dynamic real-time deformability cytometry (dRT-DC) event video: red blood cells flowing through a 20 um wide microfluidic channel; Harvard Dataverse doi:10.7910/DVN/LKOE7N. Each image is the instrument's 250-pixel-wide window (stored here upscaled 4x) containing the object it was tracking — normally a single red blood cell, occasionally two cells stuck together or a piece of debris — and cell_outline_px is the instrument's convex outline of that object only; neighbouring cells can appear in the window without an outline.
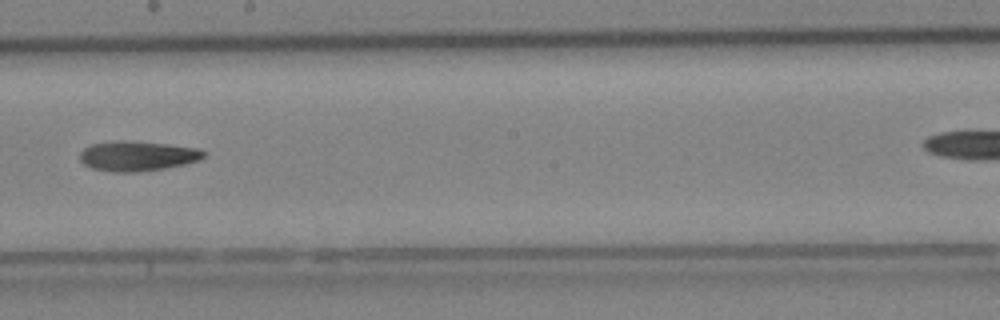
{"species": "Egyptian fruit bat (a non-hibernating species)", "species_latin": "Rousettus aegyptiacus", "temperature_condition": "cold", "stored_images_in_passage": 20, "camera_frame_rate_fps": 3000, "um_per_image_px": 0.085, "animal": {"sex": "female"}, "frame": {"image": 1, "passage_image": 9, "time_ms": 2.667, "image_size_px": [1000, 320], "cell_outline_px": [[208, 152], [200, 160], [184, 164], [164, 168], [136, 172], [112, 172], [92, 168], [84, 164], [80, 160], [80, 152], [84, 148], [92, 144], [120, 140], [168, 144], [200, 148]], "centroid_in_image_um": [11.7, 13.26], "position_along_channel_um": 236.5, "area_um2": 21.62}}
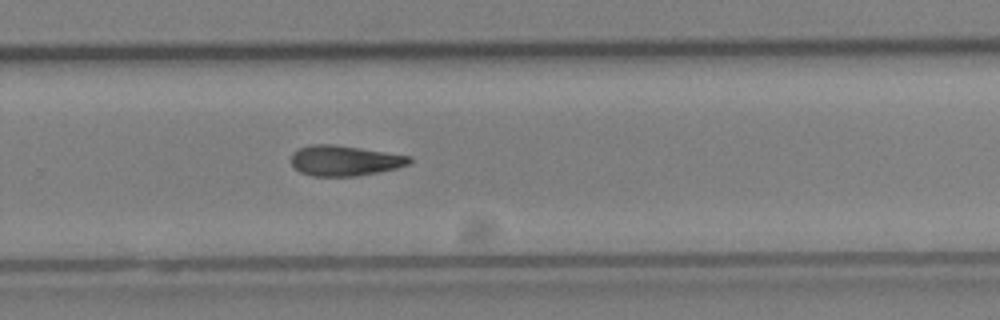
{"frame": {"image": 2, "passage_image": 12, "time_ms": 3.667, "image_size_px": [1000, 320], "cell_outline_px": [[412, 160], [408, 164], [396, 168], [356, 176], [312, 176], [300, 172], [292, 164], [292, 152], [300, 148], [312, 144], [332, 144], [360, 148], [412, 156]], "centroid_in_image_um": [29.29, 13.65], "position_along_channel_um": 300.5, "area_um2": 20.75}}